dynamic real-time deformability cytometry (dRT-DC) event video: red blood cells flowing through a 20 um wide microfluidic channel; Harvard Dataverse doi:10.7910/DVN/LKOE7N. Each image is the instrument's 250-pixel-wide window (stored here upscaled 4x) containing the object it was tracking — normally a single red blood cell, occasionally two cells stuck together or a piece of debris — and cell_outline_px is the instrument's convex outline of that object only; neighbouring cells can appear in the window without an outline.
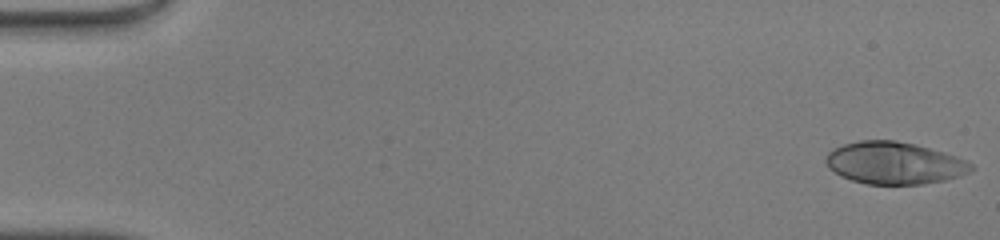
{"species": "human", "species_latin": "Homo sapiens", "temperature_condition": "warm", "stored_images_in_passage": 48, "camera_frame_rate_fps": 3000, "um_per_image_px": 0.085, "donor": {"sex": "male"}, "frame": {"image": 1, "passage_image": 1, "time_ms": 0.0, "image_size_px": [1000, 240], "cell_outline_px": [[976, 168], [968, 172], [944, 180], [924, 184], [868, 184], [852, 180], [840, 176], [828, 168], [824, 160], [828, 152], [832, 148], [844, 144], [860, 140], [896, 140], [928, 148], [956, 156], [972, 164]], "centroid_in_image_um": [75.96, 13.86], "position_along_channel_um": 9.0, "area_um2": 35.55}}
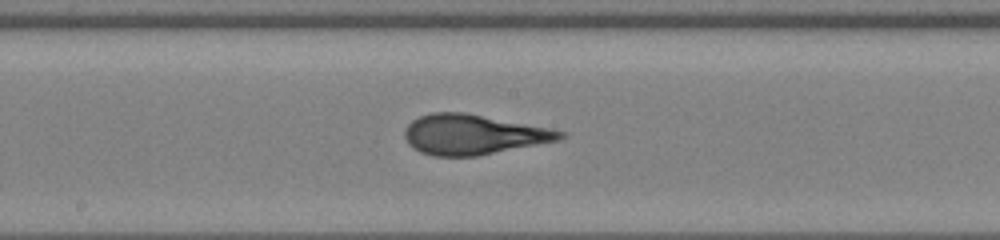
{"frame": {"image": 2, "passage_image": 26, "time_ms": 8.333, "image_size_px": [1000, 240], "cell_outline_px": [[568, 132], [560, 140], [476, 156], [432, 156], [420, 152], [408, 144], [404, 136], [404, 128], [412, 120], [420, 116], [432, 112], [464, 112], [548, 128]], "centroid_in_image_um": [40.18, 11.43], "position_along_channel_um": 208.0, "area_um2": 36.13}}
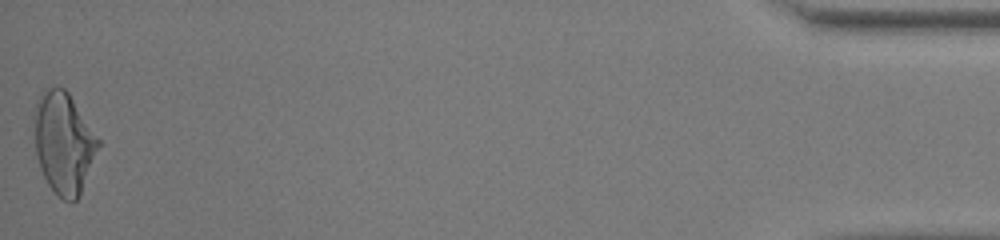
{"frame": {"image": 3, "passage_image": 48, "time_ms": 15.667, "image_size_px": [1000, 240], "cell_outline_px": [[100, 144], [80, 196], [72, 204], [64, 200], [48, 184], [40, 168], [36, 156], [32, 120], [32, 116], [36, 104], [40, 96], [48, 88], [64, 88], [68, 92], [100, 140]], "centroid_in_image_um": [5.4, 12.16], "position_along_channel_um": 429.8, "area_um2": 37.86}, "authors_computed_cell_mechanics": {"area_um2": 35.6337, "velocity_mm_per_s": 4.3086, "shape_relaxation_time_tau1_ms": 7.2059, "shape_relaxation_time_tau2_ms": 0.8031, "deformation_change_tau1": 0.3049, "deformation_change_tau2": 0.0815}}